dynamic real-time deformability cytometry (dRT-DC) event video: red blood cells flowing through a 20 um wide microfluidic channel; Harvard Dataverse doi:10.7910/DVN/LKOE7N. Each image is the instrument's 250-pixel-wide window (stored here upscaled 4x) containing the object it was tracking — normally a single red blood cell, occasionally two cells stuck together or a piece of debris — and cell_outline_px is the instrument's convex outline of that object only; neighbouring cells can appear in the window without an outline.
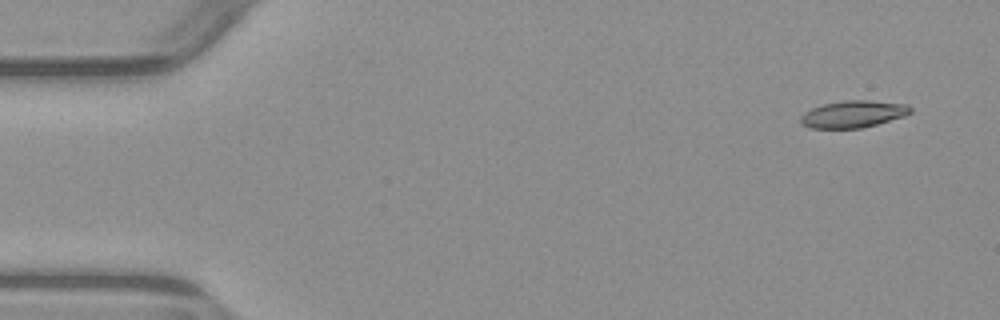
{"species": "common noctule bat (a hibernating species)", "species_latin": "Nyctalus noctula", "temperature_condition": "warm", "stored_images_in_passage": 5, "camera_frame_rate_fps": 3000, "um_per_image_px": 0.085, "animal": {"sex": "male", "body_mass_g": 23.1, "forearm_length_mm": 52.7}, "frame": {"image": 1, "passage_image": 1, "time_ms": 0.0, "image_size_px": [1000, 320], "cell_outline_px": [[912, 112], [904, 116], [876, 124], [860, 128], [812, 128], [804, 124], [800, 120], [800, 116], [804, 112], [812, 108], [824, 104], [844, 100], [868, 100], [908, 104], [912, 108]], "centroid_in_image_um": [72.54, 9.68], "position_along_channel_um": 12.5, "area_um2": 17.17}}
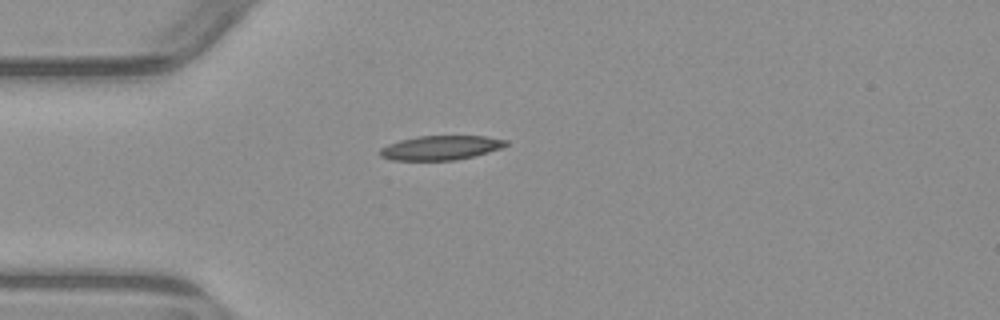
{"frame": {"image": 2, "passage_image": 4, "time_ms": 3.667, "image_size_px": [1000, 320], "cell_outline_px": [[508, 144], [500, 148], [488, 152], [456, 160], [392, 160], [380, 156], [380, 148], [388, 144], [400, 140], [416, 136], [484, 136], [508, 140]], "centroid_in_image_um": [37.44, 12.55], "position_along_channel_um": 47.6, "area_um2": 17.74}}